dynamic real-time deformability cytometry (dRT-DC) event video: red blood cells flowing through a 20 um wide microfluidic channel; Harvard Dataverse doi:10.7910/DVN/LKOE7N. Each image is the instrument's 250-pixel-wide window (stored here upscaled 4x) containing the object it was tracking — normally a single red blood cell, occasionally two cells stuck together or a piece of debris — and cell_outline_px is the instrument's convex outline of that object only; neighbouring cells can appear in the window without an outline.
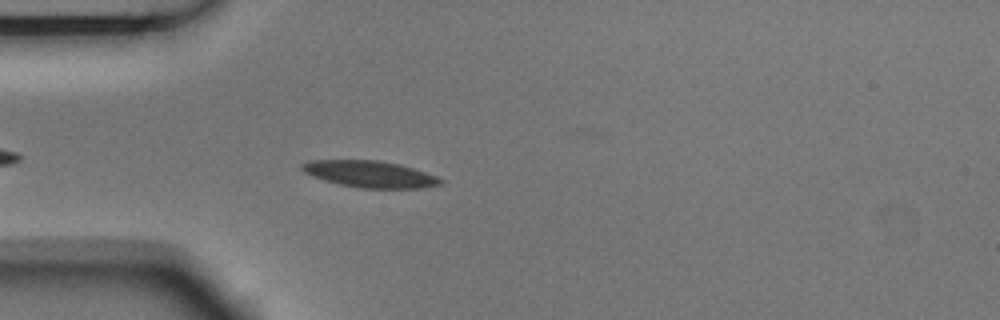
{"species": "Egyptian fruit bat (a non-hibernating species)", "species_latin": "Rousettus aegyptiacus", "temperature_condition": "room temperature", "stored_images_in_passage": 4, "camera_frame_rate_fps": 3000, "um_per_image_px": 0.085, "animal": {"sex": "male"}, "frame": {"image": 1, "passage_image": 4, "time_ms": 1.0, "image_size_px": [1000, 320], "cell_outline_px": [[444, 184], [424, 188], [360, 188], [340, 184], [324, 180], [312, 176], [304, 172], [300, 168], [300, 164], [308, 160], [376, 160], [400, 164], [436, 176], [444, 180]], "centroid_in_image_um": [31.44, 14.8], "position_along_channel_um": 53.6, "area_um2": 21.56}}